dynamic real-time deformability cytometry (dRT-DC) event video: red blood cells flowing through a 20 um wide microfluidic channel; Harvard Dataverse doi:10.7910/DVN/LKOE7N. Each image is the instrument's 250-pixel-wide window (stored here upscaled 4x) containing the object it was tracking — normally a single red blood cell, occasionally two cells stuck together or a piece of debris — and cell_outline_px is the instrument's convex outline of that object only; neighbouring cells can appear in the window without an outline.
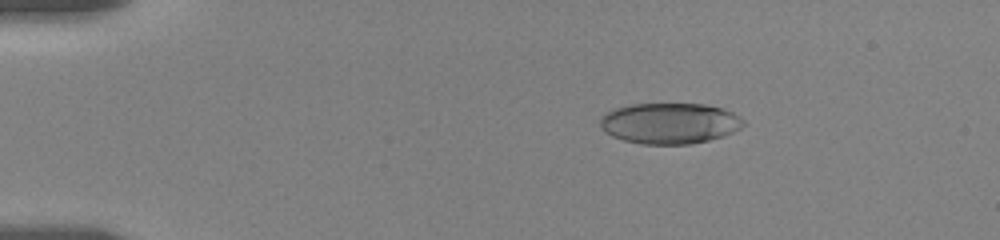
{"species": "human", "species_latin": "Homo sapiens", "temperature_condition": "room temperature", "stored_images_in_passage": 12, "camera_frame_rate_fps": 3000, "um_per_image_px": 0.085, "donor": {"sex": "female"}, "frame": {"image": 1, "passage_image": 5, "time_ms": 3.0, "image_size_px": [1000, 240], "cell_outline_px": [[744, 124], [740, 128], [724, 136], [692, 144], [640, 144], [624, 140], [612, 136], [604, 132], [600, 128], [600, 116], [604, 112], [612, 108], [632, 104], [704, 104], [720, 108], [732, 112], [740, 116], [744, 120]], "centroid_in_image_um": [56.87, 10.48], "position_along_channel_um": 28.1, "area_um2": 34.39}}
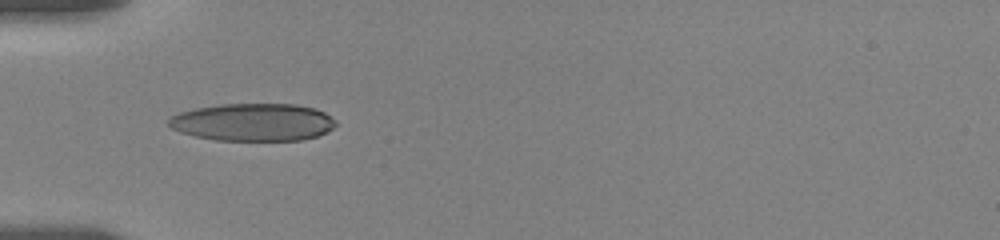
{"frame": {"image": 2, "passage_image": 10, "time_ms": 6.0, "image_size_px": [1000, 240], "cell_outline_px": [[336, 124], [328, 132], [316, 136], [300, 140], [216, 140], [196, 136], [180, 132], [172, 128], [168, 124], [168, 120], [172, 116], [180, 112], [196, 108], [220, 104], [296, 104], [312, 108], [324, 112], [336, 120]], "centroid_in_image_um": [21.51, 10.38], "position_along_channel_um": 63.5, "area_um2": 36.47}}
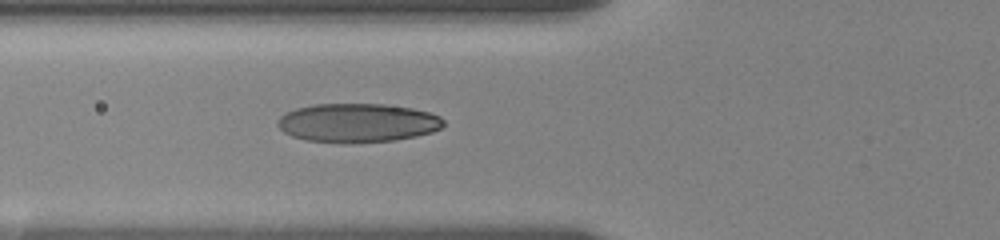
{"frame": {"image": 3, "passage_image": 12, "time_ms": 7.0, "image_size_px": [1000, 240], "cell_outline_px": [[444, 124], [440, 128], [432, 132], [416, 136], [396, 140], [308, 140], [292, 136], [284, 132], [276, 124], [280, 116], [296, 108], [312, 104], [384, 104], [412, 108], [428, 112], [440, 116], [444, 120]], "centroid_in_image_um": [30.42, 10.39], "position_along_channel_um": 95.4, "area_um2": 36.47}}